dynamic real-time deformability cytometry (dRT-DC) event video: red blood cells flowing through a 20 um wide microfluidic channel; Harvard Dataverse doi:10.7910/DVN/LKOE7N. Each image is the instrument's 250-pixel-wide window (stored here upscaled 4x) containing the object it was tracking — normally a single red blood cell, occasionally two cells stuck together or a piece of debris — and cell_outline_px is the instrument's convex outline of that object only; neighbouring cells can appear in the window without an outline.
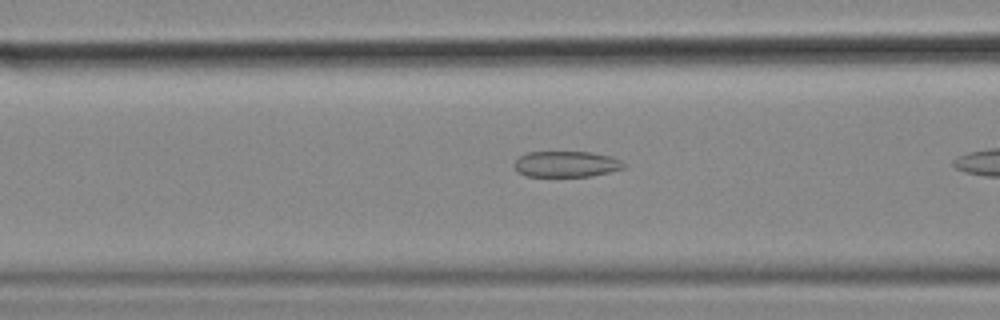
{"species": "common noctule bat (a hibernating species)", "species_latin": "Nyctalus noctula", "temperature_condition": "cold", "stored_images_in_passage": 13, "camera_frame_rate_fps": 3000, "um_per_image_px": 0.085, "animal": {"sex": "female", "body_mass_g": 18.4}, "frame": {"image": 1, "passage_image": 8, "time_ms": 2.333, "image_size_px": [1000, 320], "cell_outline_px": [[628, 164], [624, 168], [608, 172], [588, 176], [528, 176], [520, 172], [512, 164], [520, 156], [528, 152], [592, 152], [612, 156]], "centroid_in_image_um": [48.17, 13.93], "position_along_channel_um": 118.4, "area_um2": 16.47}}
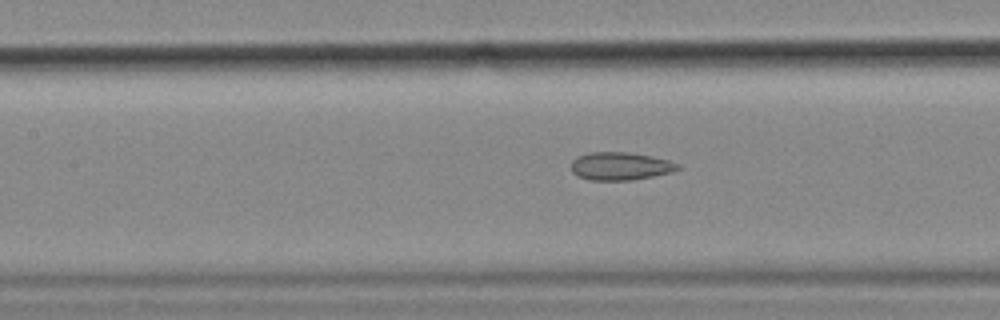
{"frame": {"image": 2, "passage_image": 11, "time_ms": 3.333, "image_size_px": [1000, 320], "cell_outline_px": [[680, 168], [668, 172], [652, 176], [632, 180], [592, 180], [580, 176], [572, 172], [572, 160], [576, 156], [588, 152], [628, 152], [652, 156], [668, 160], [680, 164]], "centroid_in_image_um": [52.7, 14.1], "position_along_channel_um": 154.7, "area_um2": 17.22}}